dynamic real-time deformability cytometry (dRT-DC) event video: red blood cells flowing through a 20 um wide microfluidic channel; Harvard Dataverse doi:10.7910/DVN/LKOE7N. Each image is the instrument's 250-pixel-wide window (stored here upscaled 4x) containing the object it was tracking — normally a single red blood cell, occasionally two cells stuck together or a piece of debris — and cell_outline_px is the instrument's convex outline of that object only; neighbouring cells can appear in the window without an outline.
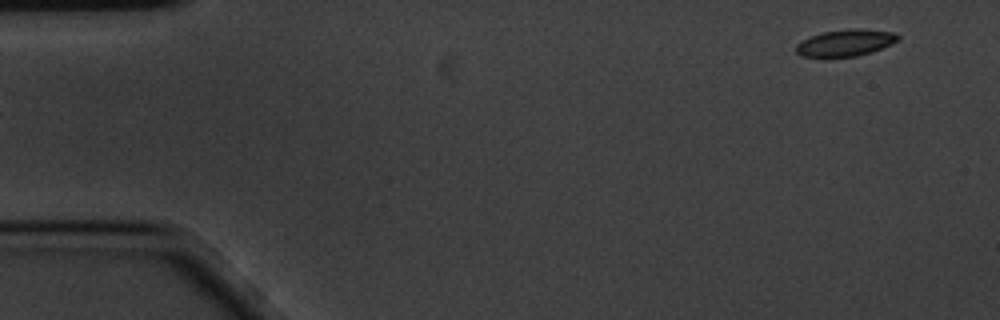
{"species": "common noctule bat (a hibernating species)", "species_latin": "Nyctalus noctula", "temperature_condition": "cold", "stored_images_in_passage": 3, "camera_frame_rate_fps": 3000, "um_per_image_px": 0.085, "animal": {"sex": "male", "body_mass_g": 20.1, "forearm_length_mm": 53.5}, "frame": {"image": 1, "passage_image": 3, "time_ms": 0.667, "image_size_px": [1000, 320], "cell_outline_px": [[900, 40], [892, 44], [856, 56], [800, 56], [796, 52], [796, 44], [812, 36], [824, 32], [856, 28], [860, 28], [892, 32], [900, 36]], "centroid_in_image_um": [71.89, 3.62], "position_along_channel_um": 13.1, "area_um2": 15.43}}